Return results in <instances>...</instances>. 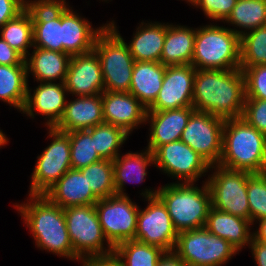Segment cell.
<instances>
[{
	"instance_id": "cell-43",
	"label": "cell",
	"mask_w": 266,
	"mask_h": 266,
	"mask_svg": "<svg viewBox=\"0 0 266 266\" xmlns=\"http://www.w3.org/2000/svg\"><path fill=\"white\" fill-rule=\"evenodd\" d=\"M25 10V0H0V27Z\"/></svg>"
},
{
	"instance_id": "cell-15",
	"label": "cell",
	"mask_w": 266,
	"mask_h": 266,
	"mask_svg": "<svg viewBox=\"0 0 266 266\" xmlns=\"http://www.w3.org/2000/svg\"><path fill=\"white\" fill-rule=\"evenodd\" d=\"M196 68L191 64L166 66L162 87L147 111L192 106Z\"/></svg>"
},
{
	"instance_id": "cell-6",
	"label": "cell",
	"mask_w": 266,
	"mask_h": 266,
	"mask_svg": "<svg viewBox=\"0 0 266 266\" xmlns=\"http://www.w3.org/2000/svg\"><path fill=\"white\" fill-rule=\"evenodd\" d=\"M191 65L196 69H240V36L217 24L196 28Z\"/></svg>"
},
{
	"instance_id": "cell-34",
	"label": "cell",
	"mask_w": 266,
	"mask_h": 266,
	"mask_svg": "<svg viewBox=\"0 0 266 266\" xmlns=\"http://www.w3.org/2000/svg\"><path fill=\"white\" fill-rule=\"evenodd\" d=\"M98 199L116 195L113 176V161L102 159L79 170Z\"/></svg>"
},
{
	"instance_id": "cell-14",
	"label": "cell",
	"mask_w": 266,
	"mask_h": 266,
	"mask_svg": "<svg viewBox=\"0 0 266 266\" xmlns=\"http://www.w3.org/2000/svg\"><path fill=\"white\" fill-rule=\"evenodd\" d=\"M224 118L194 111L188 119L181 141L202 156L210 165H217L222 155Z\"/></svg>"
},
{
	"instance_id": "cell-12",
	"label": "cell",
	"mask_w": 266,
	"mask_h": 266,
	"mask_svg": "<svg viewBox=\"0 0 266 266\" xmlns=\"http://www.w3.org/2000/svg\"><path fill=\"white\" fill-rule=\"evenodd\" d=\"M94 206L103 234L113 247L135 240L139 206L128 195L99 199Z\"/></svg>"
},
{
	"instance_id": "cell-46",
	"label": "cell",
	"mask_w": 266,
	"mask_h": 266,
	"mask_svg": "<svg viewBox=\"0 0 266 266\" xmlns=\"http://www.w3.org/2000/svg\"><path fill=\"white\" fill-rule=\"evenodd\" d=\"M248 247L251 249L257 266H266V244L259 242L252 237Z\"/></svg>"
},
{
	"instance_id": "cell-8",
	"label": "cell",
	"mask_w": 266,
	"mask_h": 266,
	"mask_svg": "<svg viewBox=\"0 0 266 266\" xmlns=\"http://www.w3.org/2000/svg\"><path fill=\"white\" fill-rule=\"evenodd\" d=\"M174 251L187 266H222L238 251L205 227L178 233Z\"/></svg>"
},
{
	"instance_id": "cell-49",
	"label": "cell",
	"mask_w": 266,
	"mask_h": 266,
	"mask_svg": "<svg viewBox=\"0 0 266 266\" xmlns=\"http://www.w3.org/2000/svg\"><path fill=\"white\" fill-rule=\"evenodd\" d=\"M9 139L6 137L5 133H3V131L0 129V148H2V146H5L7 144V142Z\"/></svg>"
},
{
	"instance_id": "cell-50",
	"label": "cell",
	"mask_w": 266,
	"mask_h": 266,
	"mask_svg": "<svg viewBox=\"0 0 266 266\" xmlns=\"http://www.w3.org/2000/svg\"><path fill=\"white\" fill-rule=\"evenodd\" d=\"M262 174L266 177V163H265V167H264Z\"/></svg>"
},
{
	"instance_id": "cell-25",
	"label": "cell",
	"mask_w": 266,
	"mask_h": 266,
	"mask_svg": "<svg viewBox=\"0 0 266 266\" xmlns=\"http://www.w3.org/2000/svg\"><path fill=\"white\" fill-rule=\"evenodd\" d=\"M165 71L161 62L135 61L129 93L148 109L159 94Z\"/></svg>"
},
{
	"instance_id": "cell-27",
	"label": "cell",
	"mask_w": 266,
	"mask_h": 266,
	"mask_svg": "<svg viewBox=\"0 0 266 266\" xmlns=\"http://www.w3.org/2000/svg\"><path fill=\"white\" fill-rule=\"evenodd\" d=\"M196 28L167 23L160 62L165 66L191 64Z\"/></svg>"
},
{
	"instance_id": "cell-5",
	"label": "cell",
	"mask_w": 266,
	"mask_h": 266,
	"mask_svg": "<svg viewBox=\"0 0 266 266\" xmlns=\"http://www.w3.org/2000/svg\"><path fill=\"white\" fill-rule=\"evenodd\" d=\"M93 51L101 64L104 91L129 92L135 60L114 20L97 35Z\"/></svg>"
},
{
	"instance_id": "cell-36",
	"label": "cell",
	"mask_w": 266,
	"mask_h": 266,
	"mask_svg": "<svg viewBox=\"0 0 266 266\" xmlns=\"http://www.w3.org/2000/svg\"><path fill=\"white\" fill-rule=\"evenodd\" d=\"M66 134L70 137L72 169L80 170L102 160L95 149L91 129L76 130Z\"/></svg>"
},
{
	"instance_id": "cell-22",
	"label": "cell",
	"mask_w": 266,
	"mask_h": 266,
	"mask_svg": "<svg viewBox=\"0 0 266 266\" xmlns=\"http://www.w3.org/2000/svg\"><path fill=\"white\" fill-rule=\"evenodd\" d=\"M44 195L63 209L94 205L99 200L88 187L86 176L76 169L68 170Z\"/></svg>"
},
{
	"instance_id": "cell-11",
	"label": "cell",
	"mask_w": 266,
	"mask_h": 266,
	"mask_svg": "<svg viewBox=\"0 0 266 266\" xmlns=\"http://www.w3.org/2000/svg\"><path fill=\"white\" fill-rule=\"evenodd\" d=\"M157 189H145L141 195L148 202L145 209L138 211L135 240L157 246L164 251L174 250L178 232L166 206L156 196Z\"/></svg>"
},
{
	"instance_id": "cell-13",
	"label": "cell",
	"mask_w": 266,
	"mask_h": 266,
	"mask_svg": "<svg viewBox=\"0 0 266 266\" xmlns=\"http://www.w3.org/2000/svg\"><path fill=\"white\" fill-rule=\"evenodd\" d=\"M154 167L177 183H196L210 170V164L181 140L159 146L154 152ZM158 166V167H157Z\"/></svg>"
},
{
	"instance_id": "cell-16",
	"label": "cell",
	"mask_w": 266,
	"mask_h": 266,
	"mask_svg": "<svg viewBox=\"0 0 266 266\" xmlns=\"http://www.w3.org/2000/svg\"><path fill=\"white\" fill-rule=\"evenodd\" d=\"M31 91L28 84L26 103L22 113L31 118L39 113L43 117L46 116L45 119L48 118L45 121L47 128L55 127L62 118L68 101L66 100L68 91L64 82H40L34 88L32 95Z\"/></svg>"
},
{
	"instance_id": "cell-2",
	"label": "cell",
	"mask_w": 266,
	"mask_h": 266,
	"mask_svg": "<svg viewBox=\"0 0 266 266\" xmlns=\"http://www.w3.org/2000/svg\"><path fill=\"white\" fill-rule=\"evenodd\" d=\"M28 198L26 203H16L14 206L31 231L37 248L75 261L63 208L45 195L29 194Z\"/></svg>"
},
{
	"instance_id": "cell-23",
	"label": "cell",
	"mask_w": 266,
	"mask_h": 266,
	"mask_svg": "<svg viewBox=\"0 0 266 266\" xmlns=\"http://www.w3.org/2000/svg\"><path fill=\"white\" fill-rule=\"evenodd\" d=\"M250 220L210 208L205 228L224 240H227L238 252L248 246L253 237Z\"/></svg>"
},
{
	"instance_id": "cell-37",
	"label": "cell",
	"mask_w": 266,
	"mask_h": 266,
	"mask_svg": "<svg viewBox=\"0 0 266 266\" xmlns=\"http://www.w3.org/2000/svg\"><path fill=\"white\" fill-rule=\"evenodd\" d=\"M33 46L62 52V15L49 22H33Z\"/></svg>"
},
{
	"instance_id": "cell-44",
	"label": "cell",
	"mask_w": 266,
	"mask_h": 266,
	"mask_svg": "<svg viewBox=\"0 0 266 266\" xmlns=\"http://www.w3.org/2000/svg\"><path fill=\"white\" fill-rule=\"evenodd\" d=\"M0 65H26L25 58L1 37Z\"/></svg>"
},
{
	"instance_id": "cell-26",
	"label": "cell",
	"mask_w": 266,
	"mask_h": 266,
	"mask_svg": "<svg viewBox=\"0 0 266 266\" xmlns=\"http://www.w3.org/2000/svg\"><path fill=\"white\" fill-rule=\"evenodd\" d=\"M167 23L144 21L133 33L128 45L135 61L160 62L166 37Z\"/></svg>"
},
{
	"instance_id": "cell-39",
	"label": "cell",
	"mask_w": 266,
	"mask_h": 266,
	"mask_svg": "<svg viewBox=\"0 0 266 266\" xmlns=\"http://www.w3.org/2000/svg\"><path fill=\"white\" fill-rule=\"evenodd\" d=\"M70 7L66 0H25V10L32 22H49L58 19Z\"/></svg>"
},
{
	"instance_id": "cell-35",
	"label": "cell",
	"mask_w": 266,
	"mask_h": 266,
	"mask_svg": "<svg viewBox=\"0 0 266 266\" xmlns=\"http://www.w3.org/2000/svg\"><path fill=\"white\" fill-rule=\"evenodd\" d=\"M266 65V25L240 37V67Z\"/></svg>"
},
{
	"instance_id": "cell-41",
	"label": "cell",
	"mask_w": 266,
	"mask_h": 266,
	"mask_svg": "<svg viewBox=\"0 0 266 266\" xmlns=\"http://www.w3.org/2000/svg\"><path fill=\"white\" fill-rule=\"evenodd\" d=\"M192 6L202 9L207 18L212 21H224L235 7L237 0H189Z\"/></svg>"
},
{
	"instance_id": "cell-19",
	"label": "cell",
	"mask_w": 266,
	"mask_h": 266,
	"mask_svg": "<svg viewBox=\"0 0 266 266\" xmlns=\"http://www.w3.org/2000/svg\"><path fill=\"white\" fill-rule=\"evenodd\" d=\"M194 111L192 106L163 111H147L145 123L150 124V134L146 148L153 153L161 145L179 141L188 119Z\"/></svg>"
},
{
	"instance_id": "cell-20",
	"label": "cell",
	"mask_w": 266,
	"mask_h": 266,
	"mask_svg": "<svg viewBox=\"0 0 266 266\" xmlns=\"http://www.w3.org/2000/svg\"><path fill=\"white\" fill-rule=\"evenodd\" d=\"M105 123L103 118L102 95L76 96L68 101L65 111L54 127L56 130L69 133L76 130H88Z\"/></svg>"
},
{
	"instance_id": "cell-48",
	"label": "cell",
	"mask_w": 266,
	"mask_h": 266,
	"mask_svg": "<svg viewBox=\"0 0 266 266\" xmlns=\"http://www.w3.org/2000/svg\"><path fill=\"white\" fill-rule=\"evenodd\" d=\"M258 224V229L253 232V238L259 242L266 244V218L256 221L254 224Z\"/></svg>"
},
{
	"instance_id": "cell-33",
	"label": "cell",
	"mask_w": 266,
	"mask_h": 266,
	"mask_svg": "<svg viewBox=\"0 0 266 266\" xmlns=\"http://www.w3.org/2000/svg\"><path fill=\"white\" fill-rule=\"evenodd\" d=\"M91 137L98 155L102 159L113 161L120 154L129 134L118 126L103 123L91 128Z\"/></svg>"
},
{
	"instance_id": "cell-29",
	"label": "cell",
	"mask_w": 266,
	"mask_h": 266,
	"mask_svg": "<svg viewBox=\"0 0 266 266\" xmlns=\"http://www.w3.org/2000/svg\"><path fill=\"white\" fill-rule=\"evenodd\" d=\"M26 65H0V100L20 112L27 98Z\"/></svg>"
},
{
	"instance_id": "cell-42",
	"label": "cell",
	"mask_w": 266,
	"mask_h": 266,
	"mask_svg": "<svg viewBox=\"0 0 266 266\" xmlns=\"http://www.w3.org/2000/svg\"><path fill=\"white\" fill-rule=\"evenodd\" d=\"M241 117L252 127L266 135V100L245 99Z\"/></svg>"
},
{
	"instance_id": "cell-9",
	"label": "cell",
	"mask_w": 266,
	"mask_h": 266,
	"mask_svg": "<svg viewBox=\"0 0 266 266\" xmlns=\"http://www.w3.org/2000/svg\"><path fill=\"white\" fill-rule=\"evenodd\" d=\"M210 171L211 176L208 175V179L205 180L211 193L212 207L250 220L247 180L252 174L228 169L218 164L211 165Z\"/></svg>"
},
{
	"instance_id": "cell-38",
	"label": "cell",
	"mask_w": 266,
	"mask_h": 266,
	"mask_svg": "<svg viewBox=\"0 0 266 266\" xmlns=\"http://www.w3.org/2000/svg\"><path fill=\"white\" fill-rule=\"evenodd\" d=\"M247 195L250 208V221L266 218V177L260 174H252L247 180Z\"/></svg>"
},
{
	"instance_id": "cell-4",
	"label": "cell",
	"mask_w": 266,
	"mask_h": 266,
	"mask_svg": "<svg viewBox=\"0 0 266 266\" xmlns=\"http://www.w3.org/2000/svg\"><path fill=\"white\" fill-rule=\"evenodd\" d=\"M156 196L166 206L177 232L205 227L211 203V193L205 182L168 183L157 189Z\"/></svg>"
},
{
	"instance_id": "cell-40",
	"label": "cell",
	"mask_w": 266,
	"mask_h": 266,
	"mask_svg": "<svg viewBox=\"0 0 266 266\" xmlns=\"http://www.w3.org/2000/svg\"><path fill=\"white\" fill-rule=\"evenodd\" d=\"M245 79V99L266 100V65L240 67Z\"/></svg>"
},
{
	"instance_id": "cell-31",
	"label": "cell",
	"mask_w": 266,
	"mask_h": 266,
	"mask_svg": "<svg viewBox=\"0 0 266 266\" xmlns=\"http://www.w3.org/2000/svg\"><path fill=\"white\" fill-rule=\"evenodd\" d=\"M0 37L24 58L33 46V22L30 14L24 10L17 17L0 27Z\"/></svg>"
},
{
	"instance_id": "cell-1",
	"label": "cell",
	"mask_w": 266,
	"mask_h": 266,
	"mask_svg": "<svg viewBox=\"0 0 266 266\" xmlns=\"http://www.w3.org/2000/svg\"><path fill=\"white\" fill-rule=\"evenodd\" d=\"M245 79L241 69H196L192 107L224 119L242 116Z\"/></svg>"
},
{
	"instance_id": "cell-24",
	"label": "cell",
	"mask_w": 266,
	"mask_h": 266,
	"mask_svg": "<svg viewBox=\"0 0 266 266\" xmlns=\"http://www.w3.org/2000/svg\"><path fill=\"white\" fill-rule=\"evenodd\" d=\"M33 48L32 54L29 53L25 58L27 78L31 73L37 82H57L58 80L64 82L71 55L38 47Z\"/></svg>"
},
{
	"instance_id": "cell-47",
	"label": "cell",
	"mask_w": 266,
	"mask_h": 266,
	"mask_svg": "<svg viewBox=\"0 0 266 266\" xmlns=\"http://www.w3.org/2000/svg\"><path fill=\"white\" fill-rule=\"evenodd\" d=\"M156 266H187L180 256L174 251H165L159 258Z\"/></svg>"
},
{
	"instance_id": "cell-10",
	"label": "cell",
	"mask_w": 266,
	"mask_h": 266,
	"mask_svg": "<svg viewBox=\"0 0 266 266\" xmlns=\"http://www.w3.org/2000/svg\"><path fill=\"white\" fill-rule=\"evenodd\" d=\"M49 130V131H48ZM52 138L37 162L31 175L30 195H44L71 167L70 137L53 128H48Z\"/></svg>"
},
{
	"instance_id": "cell-17",
	"label": "cell",
	"mask_w": 266,
	"mask_h": 266,
	"mask_svg": "<svg viewBox=\"0 0 266 266\" xmlns=\"http://www.w3.org/2000/svg\"><path fill=\"white\" fill-rule=\"evenodd\" d=\"M64 84L68 95L75 97L101 94L104 81L97 54L91 51L71 56Z\"/></svg>"
},
{
	"instance_id": "cell-18",
	"label": "cell",
	"mask_w": 266,
	"mask_h": 266,
	"mask_svg": "<svg viewBox=\"0 0 266 266\" xmlns=\"http://www.w3.org/2000/svg\"><path fill=\"white\" fill-rule=\"evenodd\" d=\"M101 95L105 123L118 126L128 134L146 124L147 108L131 93L103 91Z\"/></svg>"
},
{
	"instance_id": "cell-32",
	"label": "cell",
	"mask_w": 266,
	"mask_h": 266,
	"mask_svg": "<svg viewBox=\"0 0 266 266\" xmlns=\"http://www.w3.org/2000/svg\"><path fill=\"white\" fill-rule=\"evenodd\" d=\"M165 251L157 246L127 240L114 247V255L122 266H156Z\"/></svg>"
},
{
	"instance_id": "cell-7",
	"label": "cell",
	"mask_w": 266,
	"mask_h": 266,
	"mask_svg": "<svg viewBox=\"0 0 266 266\" xmlns=\"http://www.w3.org/2000/svg\"><path fill=\"white\" fill-rule=\"evenodd\" d=\"M63 211L76 261L114 253V247L103 234L94 205L72 206Z\"/></svg>"
},
{
	"instance_id": "cell-21",
	"label": "cell",
	"mask_w": 266,
	"mask_h": 266,
	"mask_svg": "<svg viewBox=\"0 0 266 266\" xmlns=\"http://www.w3.org/2000/svg\"><path fill=\"white\" fill-rule=\"evenodd\" d=\"M107 24L94 29L90 21L68 7L62 14V53L73 56L93 51L97 35Z\"/></svg>"
},
{
	"instance_id": "cell-3",
	"label": "cell",
	"mask_w": 266,
	"mask_h": 266,
	"mask_svg": "<svg viewBox=\"0 0 266 266\" xmlns=\"http://www.w3.org/2000/svg\"><path fill=\"white\" fill-rule=\"evenodd\" d=\"M266 163V135L242 117L225 119L222 155L218 165L251 174L263 172Z\"/></svg>"
},
{
	"instance_id": "cell-30",
	"label": "cell",
	"mask_w": 266,
	"mask_h": 266,
	"mask_svg": "<svg viewBox=\"0 0 266 266\" xmlns=\"http://www.w3.org/2000/svg\"><path fill=\"white\" fill-rule=\"evenodd\" d=\"M238 28H230L238 36L266 25V1L265 0H237L228 18L224 21ZM244 31H243V30Z\"/></svg>"
},
{
	"instance_id": "cell-28",
	"label": "cell",
	"mask_w": 266,
	"mask_h": 266,
	"mask_svg": "<svg viewBox=\"0 0 266 266\" xmlns=\"http://www.w3.org/2000/svg\"><path fill=\"white\" fill-rule=\"evenodd\" d=\"M154 164L153 153L146 148L141 153L128 152L119 154L113 160V176L116 195L127 196L124 193L126 182L142 183L147 175V167Z\"/></svg>"
},
{
	"instance_id": "cell-45",
	"label": "cell",
	"mask_w": 266,
	"mask_h": 266,
	"mask_svg": "<svg viewBox=\"0 0 266 266\" xmlns=\"http://www.w3.org/2000/svg\"><path fill=\"white\" fill-rule=\"evenodd\" d=\"M82 266H122L114 254L107 256L82 257L77 260Z\"/></svg>"
}]
</instances>
